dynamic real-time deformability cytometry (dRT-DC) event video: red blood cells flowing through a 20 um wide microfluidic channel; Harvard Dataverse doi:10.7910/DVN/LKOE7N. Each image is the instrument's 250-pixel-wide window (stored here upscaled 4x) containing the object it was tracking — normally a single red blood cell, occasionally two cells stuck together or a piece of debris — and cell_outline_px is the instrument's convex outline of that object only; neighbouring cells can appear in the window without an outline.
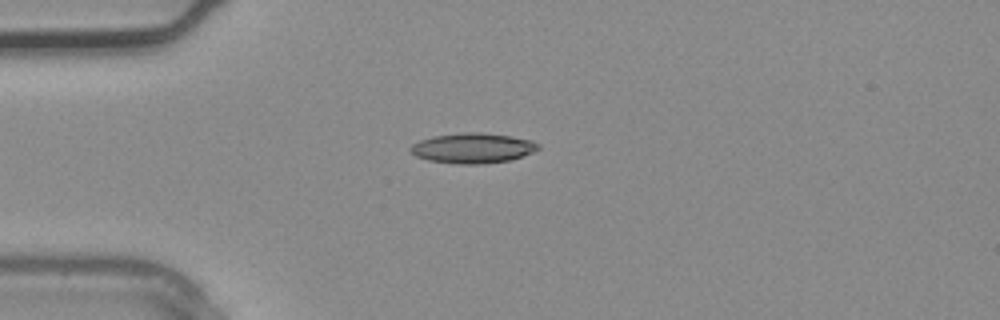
{"species": "common noctule bat (a hibernating species)", "species_latin": "Nyctalus noctula", "temperature_condition": "warm", "stored_images_in_passage": 3, "camera_frame_rate_fps": 3000, "um_per_image_px": 0.085, "animal": {"sex": "male", "body_mass_g": 20.4}, "frame": {"image": 1, "passage_image": 3, "time_ms": 0.667, "image_size_px": [1000, 320], "cell_outline_px": [[540, 148], [532, 152], [508, 160], [484, 164], [456, 164], [428, 160], [416, 156], [408, 148], [412, 144], [420, 140], [432, 136], [464, 132], [480, 132], [512, 136], [532, 140], [540, 144]], "centroid_in_image_um": [40.17, 12.58], "position_along_channel_um": 44.8, "area_um2": 22.48}}